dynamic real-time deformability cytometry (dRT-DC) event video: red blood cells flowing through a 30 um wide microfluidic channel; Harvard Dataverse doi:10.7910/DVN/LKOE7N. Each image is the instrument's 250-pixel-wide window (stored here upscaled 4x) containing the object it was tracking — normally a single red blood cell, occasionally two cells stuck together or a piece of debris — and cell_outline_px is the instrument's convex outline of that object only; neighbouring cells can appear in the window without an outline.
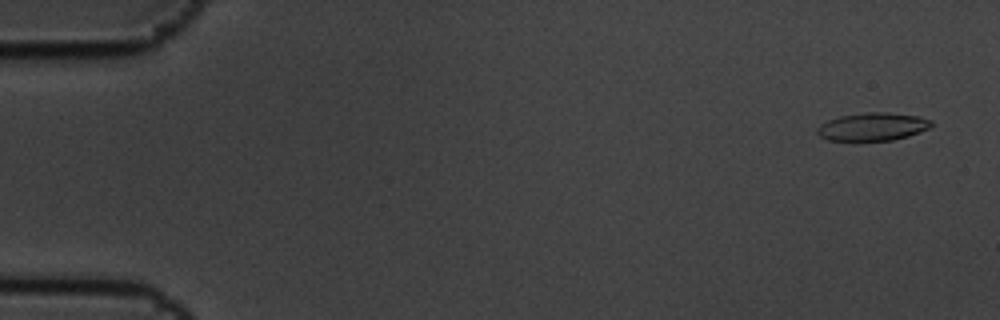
{"species": "common noctule bat (a hibernating species)", "species_latin": "Nyctalus noctula", "temperature_condition": "cold", "stored_images_in_passage": 9, "camera_frame_rate_fps": 3000, "um_per_image_px": 0.085, "animal": {"sex": "male", "body_mass_g": 19.5, "forearm_length_mm": 54.6}, "frame": {"image": 1, "passage_image": 1, "time_ms": 0.0, "image_size_px": [1000, 320], "cell_outline_px": [[932, 128], [908, 136], [892, 140], [828, 140], [820, 136], [816, 132], [816, 128], [820, 124], [828, 120], [840, 116], [868, 112], [888, 112], [920, 116], [932, 120]], "centroid_in_image_um": [74.21, 10.76], "position_along_channel_um": 10.8, "area_um2": 18.67}}
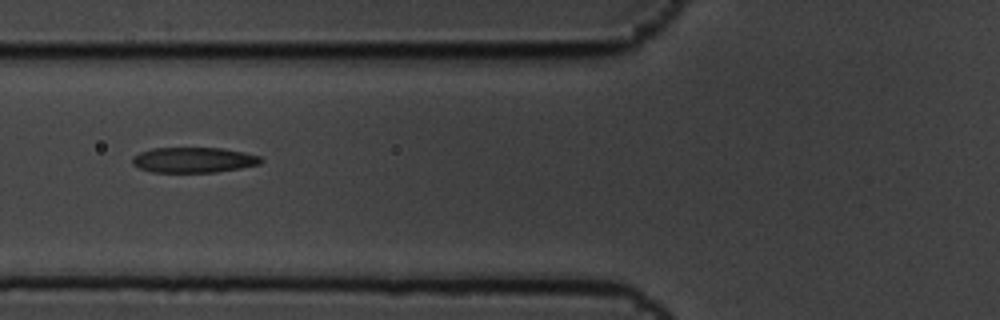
{"frame": {"image": 2, "passage_image": 7, "time_ms": 2.0, "image_size_px": [1000, 320], "cell_outline_px": [[264, 160], [260, 164], [240, 168], [216, 172], [152, 172], [140, 168], [132, 164], [132, 156], [140, 152], [152, 148], [224, 148], [244, 152], [260, 156]], "centroid_in_image_um": [16.46, 13.59], "position_along_channel_um": 109.3, "area_um2": 19.07}}
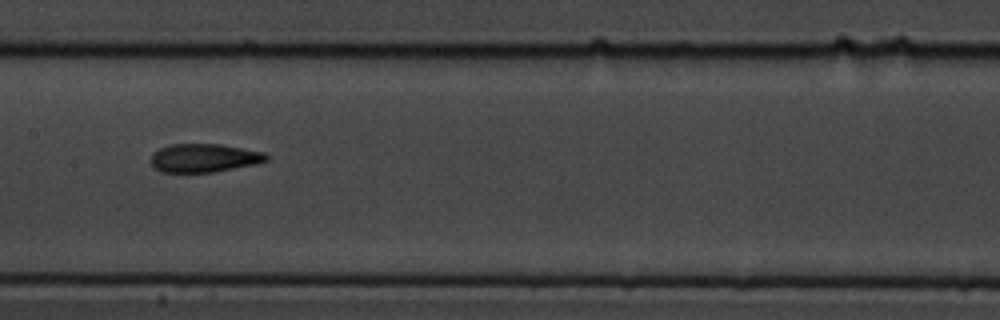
{"frame": {"image": 3, "passage_image": 9, "time_ms": 2.667, "image_size_px": [1000, 320], "cell_outline_px": [[268, 160], [256, 164], [212, 172], [160, 172], [152, 164], [152, 152], [168, 144], [220, 144], [264, 152], [268, 156]], "centroid_in_image_um": [17.34, 13.42], "position_along_channel_um": 190.1, "area_um2": 19.07}}